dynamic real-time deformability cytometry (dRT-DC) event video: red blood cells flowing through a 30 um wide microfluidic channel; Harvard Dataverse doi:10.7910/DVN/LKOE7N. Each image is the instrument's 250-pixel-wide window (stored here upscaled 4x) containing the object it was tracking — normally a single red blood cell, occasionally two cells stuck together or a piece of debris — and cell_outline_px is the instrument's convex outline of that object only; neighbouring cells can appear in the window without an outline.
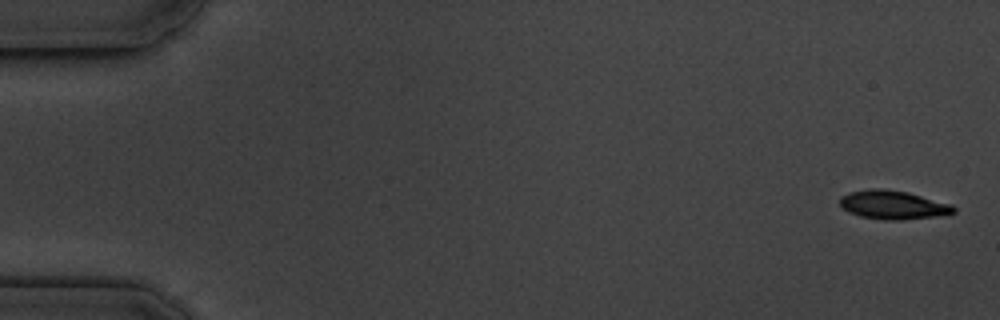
{"species": "common noctule bat (a hibernating species)", "species_latin": "Nyctalus noctula", "temperature_condition": "cold", "stored_images_in_passage": 6, "camera_frame_rate_fps": 3000, "um_per_image_px": 0.085, "animal": {"sex": "male", "body_mass_g": 19.5, "forearm_length_mm": 54.6}, "frame": {"image": 1, "passage_image": 1, "time_ms": 0.0, "image_size_px": [1000, 320], "cell_outline_px": [[956, 212], [948, 216], [900, 220], [884, 220], [860, 216], [848, 212], [840, 208], [840, 196], [848, 192], [868, 188], [884, 188], [908, 192], [952, 204], [956, 208]], "centroid_in_image_um": [75.93, 17.42], "position_along_channel_um": 9.1, "area_um2": 19.65}}
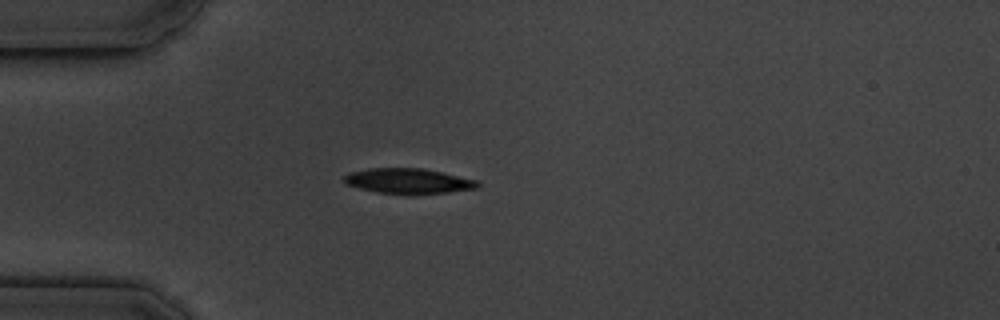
{"frame": {"image": 2, "passage_image": 5, "time_ms": 4.667, "image_size_px": [1000, 320], "cell_outline_px": [[480, 188], [448, 192], [408, 196], [376, 192], [344, 184], [344, 176], [352, 172], [372, 168], [420, 168], [480, 180]], "centroid_in_image_um": [34.76, 15.42], "position_along_channel_um": 50.2, "area_um2": 20.0}}